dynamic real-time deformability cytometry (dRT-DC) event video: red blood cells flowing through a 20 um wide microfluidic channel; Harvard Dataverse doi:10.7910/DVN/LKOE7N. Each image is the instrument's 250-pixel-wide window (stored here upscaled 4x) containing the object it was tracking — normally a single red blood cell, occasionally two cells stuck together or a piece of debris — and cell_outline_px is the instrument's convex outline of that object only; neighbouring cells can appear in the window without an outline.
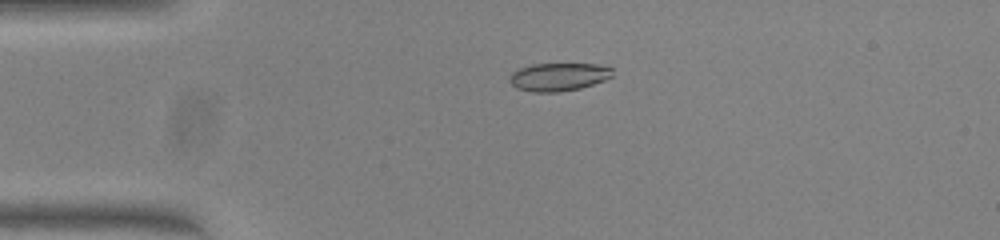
{"species": "common noctule bat (a hibernating species)", "species_latin": "Nyctalus noctula", "temperature_condition": "warm", "stored_images_in_passage": 40, "camera_frame_rate_fps": 3000, "um_per_image_px": 0.085, "animal": {"sex": "female", "body_mass_g": 23.0, "forearm_length_mm": 53.4}, "frame": {"image": 1, "passage_image": 1, "time_ms": 0.0, "image_size_px": [1000, 240], "cell_outline_px": [[612, 76], [604, 80], [580, 88], [560, 92], [532, 92], [516, 88], [508, 80], [508, 76], [512, 72], [520, 68], [532, 64], [596, 64], [612, 68]], "centroid_in_image_um": [47.43, 6.54], "position_along_channel_um": 37.6, "area_um2": 16.82}}
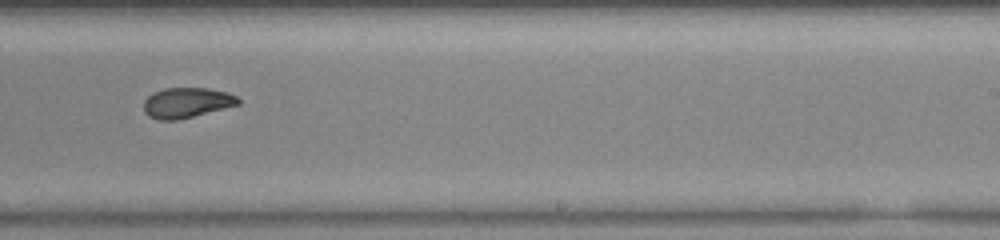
{"frame": {"image": 2, "passage_image": 21, "time_ms": 6.667, "image_size_px": [1000, 240], "cell_outline_px": [[240, 104], [176, 120], [160, 120], [148, 116], [144, 112], [144, 100], [152, 92], [164, 88], [208, 88], [228, 92], [236, 96], [240, 100]], "centroid_in_image_um": [15.85, 8.71], "position_along_channel_um": 273.2, "area_um2": 16.59}}
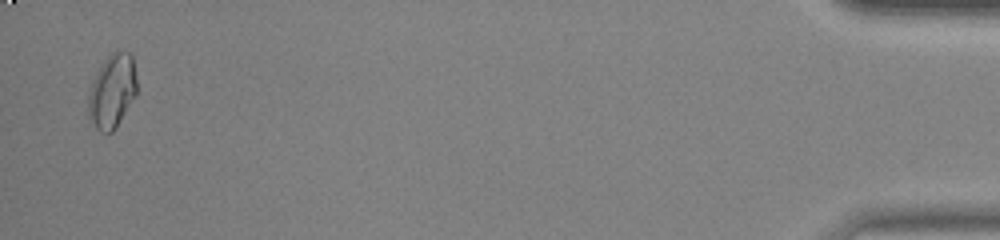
{"frame": {"image": 3, "passage_image": 39, "time_ms": 12.667, "image_size_px": [1000, 240], "cell_outline_px": [[136, 96], [116, 128], [112, 132], [100, 132], [88, 124], [88, 96], [92, 80], [100, 64], [116, 48], [128, 52], [132, 56], [136, 76]], "centroid_in_image_um": [9.51, 7.76], "position_along_channel_um": 425.7, "area_um2": 21.5}, "authors_computed_cell_mechanics": {"area_um2": 17.3111, "velocity_mm_per_s": 4.0478, "shape_relaxation_time_tau1_ms": 10.8034, "shape_relaxation_time_tau2_ms": 1.7067, "deformation_change_tau1": 0.2744, "deformation_change_tau2": 0.0692}}